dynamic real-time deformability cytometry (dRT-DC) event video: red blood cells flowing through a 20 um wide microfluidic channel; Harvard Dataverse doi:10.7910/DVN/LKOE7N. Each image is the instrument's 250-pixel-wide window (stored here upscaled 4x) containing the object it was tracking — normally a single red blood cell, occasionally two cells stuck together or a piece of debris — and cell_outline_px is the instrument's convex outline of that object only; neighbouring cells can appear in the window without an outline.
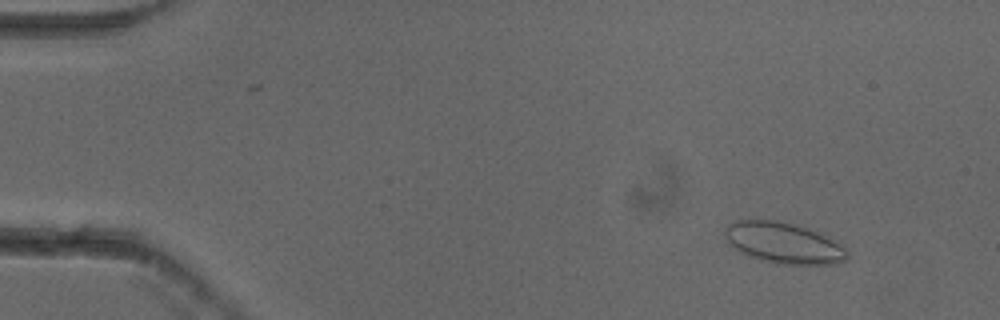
{"species": "common noctule bat (a hibernating species)", "species_latin": "Nyctalus noctula", "temperature_condition": "cold", "stored_images_in_passage": 54, "camera_frame_rate_fps": 3000, "um_per_image_px": 0.085, "animal": {"sex": "female"}, "frame": {"image": 1, "passage_image": 6, "time_ms": 1.667, "image_size_px": [1000, 320], "cell_outline_px": [[848, 256], [844, 260], [836, 264], [776, 264], [760, 260], [740, 252], [724, 236], [724, 228], [728, 224], [736, 220], [776, 220], [792, 224], [816, 232], [832, 240], [844, 248], [848, 252]], "centroid_in_image_um": [66.56, 20.66], "position_along_channel_um": 18.4, "area_um2": 28.73}}
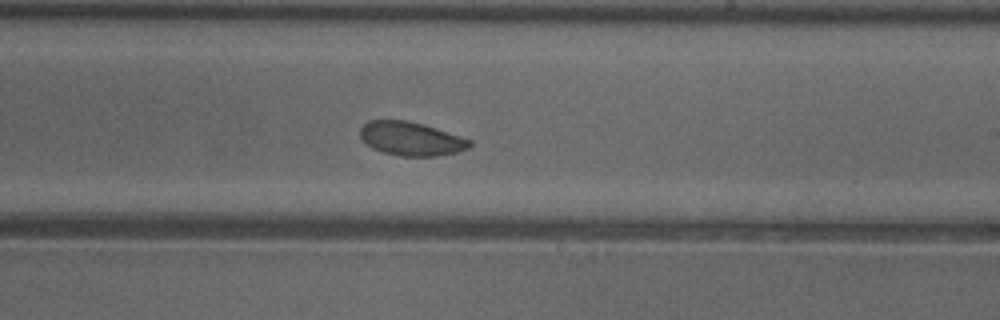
{"frame": {"image": 2, "passage_image": 33, "time_ms": 10.667, "image_size_px": [1000, 320], "cell_outline_px": [[472, 144], [468, 148], [456, 152], [436, 156], [400, 156], [384, 152], [372, 148], [360, 136], [360, 128], [368, 120], [404, 120], [424, 124], [472, 140]], "centroid_in_image_um": [34.94, 11.79], "position_along_channel_um": 254.1, "area_um2": 21.39}}
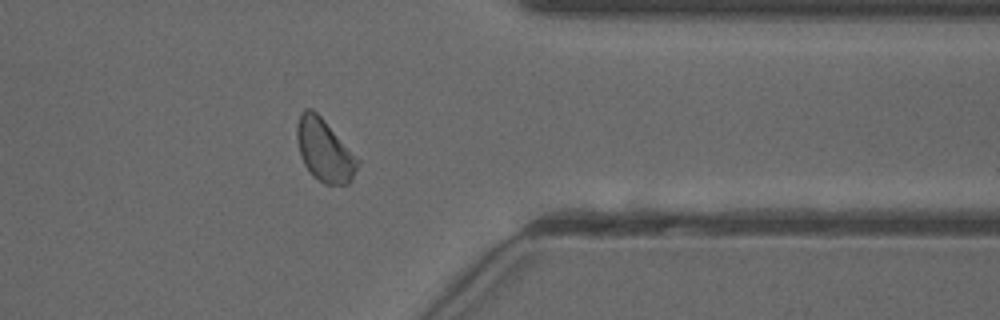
{"frame": {"image": 3, "passage_image": 44, "time_ms": 14.333, "image_size_px": [1000, 320], "cell_outline_px": [[360, 164], [352, 180], [348, 184], [324, 184], [312, 176], [304, 164], [300, 156], [296, 136], [296, 124], [300, 112], [304, 108], [312, 108], [324, 120], [360, 160]], "centroid_in_image_um": [27.56, 12.78], "position_along_channel_um": 383.8, "area_um2": 22.25}, "authors_computed_cell_mechanics": {"area_um2": 22.4264, "velocity_mm_per_s": 3.8149, "shape_relaxation_time_tau1_ms": 6.7737, "shape_relaxation_time_tau2_ms": 1.1024, "deformation_change_tau1": 0.0874, "deformation_change_tau2": 0.0465}}